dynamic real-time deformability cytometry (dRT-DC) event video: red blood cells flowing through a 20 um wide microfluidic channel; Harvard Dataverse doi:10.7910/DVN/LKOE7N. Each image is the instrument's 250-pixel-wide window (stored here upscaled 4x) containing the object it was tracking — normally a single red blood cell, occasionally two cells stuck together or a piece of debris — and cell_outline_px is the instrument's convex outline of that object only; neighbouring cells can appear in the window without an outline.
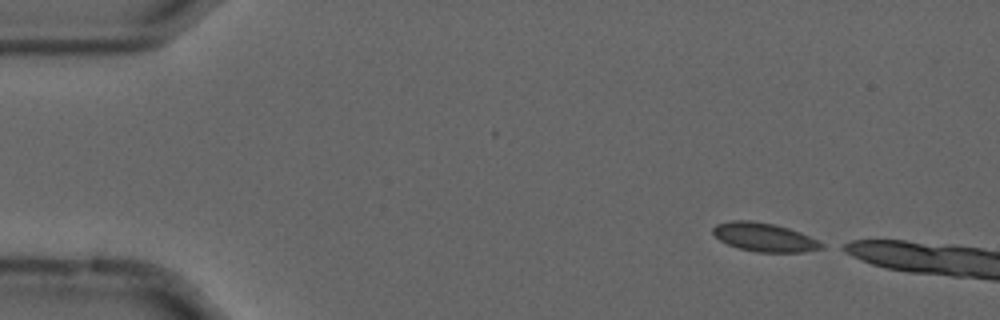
{"species": "common noctule bat (a hibernating species)", "species_latin": "Nyctalus noctula", "temperature_condition": "cold", "stored_images_in_passage": 5, "camera_frame_rate_fps": 3000, "um_per_image_px": 0.085, "animal": {"sex": "male", "forearm_length_mm": 52.5}, "frame": {"image": 1, "passage_image": 2, "time_ms": 0.333, "image_size_px": [1000, 320], "cell_outline_px": [[824, 248], [804, 252], [756, 252], [740, 248], [728, 244], [720, 240], [712, 232], [712, 228], [716, 224], [732, 220], [752, 220], [776, 224], [800, 232], [824, 244]], "centroid_in_image_um": [64.96, 20.15], "position_along_channel_um": 20.0, "area_um2": 18.09}}